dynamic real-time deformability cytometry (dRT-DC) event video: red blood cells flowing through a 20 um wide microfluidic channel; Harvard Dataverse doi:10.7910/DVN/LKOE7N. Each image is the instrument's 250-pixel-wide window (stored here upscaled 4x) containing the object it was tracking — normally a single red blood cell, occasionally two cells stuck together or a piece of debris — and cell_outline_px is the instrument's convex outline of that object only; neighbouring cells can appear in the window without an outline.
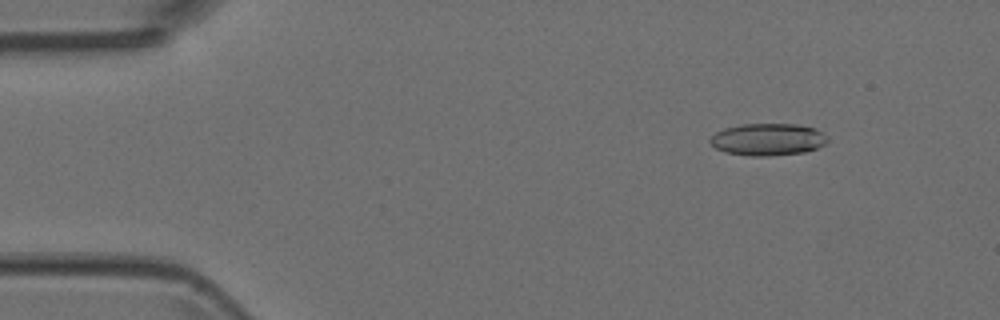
{"species": "Egyptian fruit bat (a non-hibernating species)", "species_latin": "Rousettus aegyptiacus", "temperature_condition": "room temperature", "stored_images_in_passage": 4, "camera_frame_rate_fps": 3000, "um_per_image_px": 0.085, "animal": {"sex": "female"}, "frame": {"image": 1, "passage_image": 2, "time_ms": 0.333, "image_size_px": [1000, 320], "cell_outline_px": [[828, 140], [824, 144], [816, 148], [804, 152], [768, 156], [752, 156], [724, 152], [716, 148], [708, 140], [716, 132], [724, 128], [740, 124], [796, 124], [816, 128], [828, 136]], "centroid_in_image_um": [65.27, 11.84], "position_along_channel_um": 19.7, "area_um2": 22.02}}